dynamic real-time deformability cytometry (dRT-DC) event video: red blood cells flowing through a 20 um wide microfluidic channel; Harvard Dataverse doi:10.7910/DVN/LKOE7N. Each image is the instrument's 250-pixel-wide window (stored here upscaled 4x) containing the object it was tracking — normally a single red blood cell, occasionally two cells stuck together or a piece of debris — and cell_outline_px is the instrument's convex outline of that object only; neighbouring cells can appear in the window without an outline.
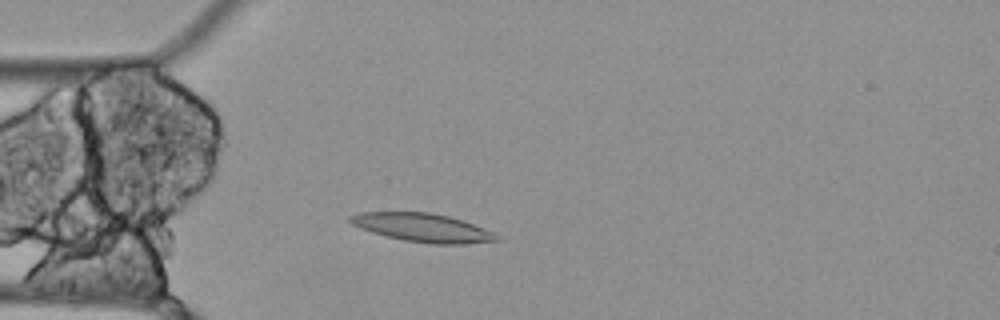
{"species": "Egyptian fruit bat (a non-hibernating species)", "species_latin": "Rousettus aegyptiacus", "temperature_condition": "cold", "stored_images_in_passage": 41, "camera_frame_rate_fps": 3000, "um_per_image_px": 0.085, "animal": {"sex": "female"}, "frame": {"image": 1, "passage_image": 9, "time_ms": 2.667, "image_size_px": [1000, 320], "cell_outline_px": [[500, 240], [464, 244], [432, 244], [404, 240], [372, 232], [360, 228], [352, 224], [348, 220], [348, 216], [360, 212], [432, 212], [448, 216], [484, 228], [492, 232]], "centroid_in_image_um": [35.88, 19.34], "position_along_channel_um": 49.1, "area_um2": 24.04}}
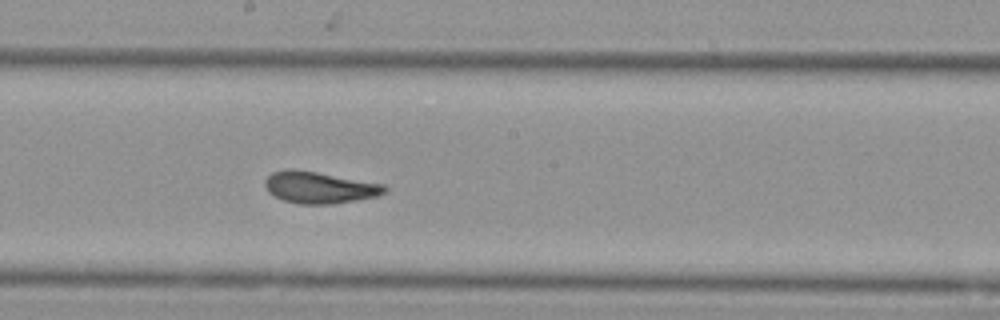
{"frame": {"image": 2, "passage_image": 24, "time_ms": 7.667, "image_size_px": [1000, 320], "cell_outline_px": [[388, 192], [376, 196], [356, 200], [328, 204], [300, 204], [284, 200], [268, 192], [264, 184], [264, 180], [272, 172], [284, 168], [296, 168], [384, 184], [388, 188]], "centroid_in_image_um": [27.14, 15.91], "position_along_channel_um": 221.1, "area_um2": 22.25}}
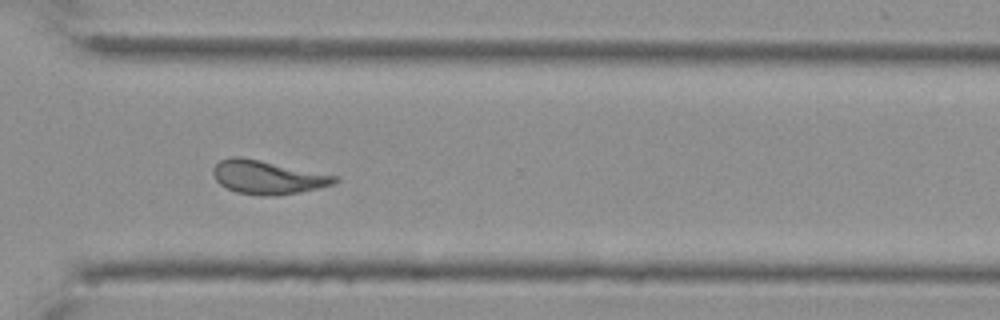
{"frame": {"image": 3, "passage_image": 35, "time_ms": 11.333, "image_size_px": [1000, 320], "cell_outline_px": [[340, 180], [336, 184], [320, 188], [300, 192], [276, 196], [268, 196], [236, 192], [220, 184], [216, 180], [212, 172], [212, 168], [220, 160], [232, 156], [240, 156], [340, 176]], "centroid_in_image_um": [22.79, 15.06], "position_along_channel_um": 347.8, "area_um2": 23.99}, "authors_computed_cell_mechanics": {"area_um2": 22.9466, "velocity_mm_per_s": 3.4623, "shape_relaxation_time_tau1_ms": null, "shape_relaxation_time_tau2_ms": 3.1662, "deformation_change_tau1": null, "deformation_change_tau2": 0.0749}}